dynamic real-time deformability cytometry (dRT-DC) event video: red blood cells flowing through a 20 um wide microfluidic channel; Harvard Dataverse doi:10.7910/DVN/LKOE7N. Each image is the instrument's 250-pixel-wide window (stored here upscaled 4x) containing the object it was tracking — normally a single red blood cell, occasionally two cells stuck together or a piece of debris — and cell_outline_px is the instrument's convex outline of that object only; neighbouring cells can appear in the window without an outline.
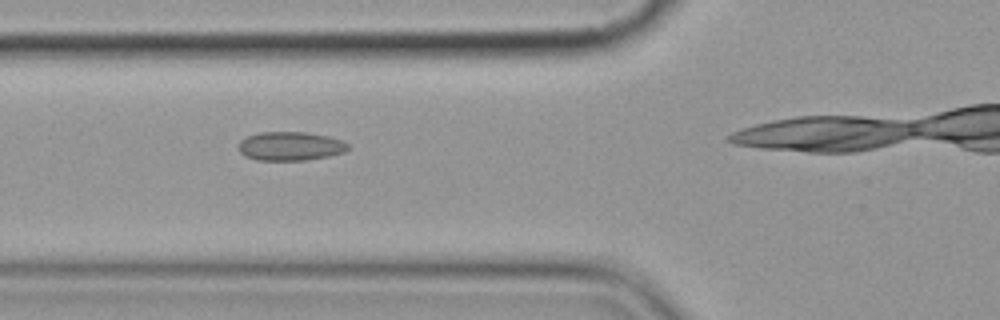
{"species": "common noctule bat (a hibernating species)", "species_latin": "Nyctalus noctula", "temperature_condition": "cold", "stored_images_in_passage": 4, "camera_frame_rate_fps": 3000, "um_per_image_px": 0.085, "animal": {"sex": "female", "body_mass_g": 19.9}, "frame": {"image": 1, "passage_image": 3, "time_ms": 2.333, "image_size_px": [1000, 320], "cell_outline_px": [[348, 148], [344, 152], [328, 156], [304, 160], [256, 160], [244, 156], [240, 152], [240, 140], [248, 136], [260, 132], [308, 132], [328, 136], [340, 140], [348, 144]], "centroid_in_image_um": [24.66, 12.42], "position_along_channel_um": 101.1, "area_um2": 18.26}}